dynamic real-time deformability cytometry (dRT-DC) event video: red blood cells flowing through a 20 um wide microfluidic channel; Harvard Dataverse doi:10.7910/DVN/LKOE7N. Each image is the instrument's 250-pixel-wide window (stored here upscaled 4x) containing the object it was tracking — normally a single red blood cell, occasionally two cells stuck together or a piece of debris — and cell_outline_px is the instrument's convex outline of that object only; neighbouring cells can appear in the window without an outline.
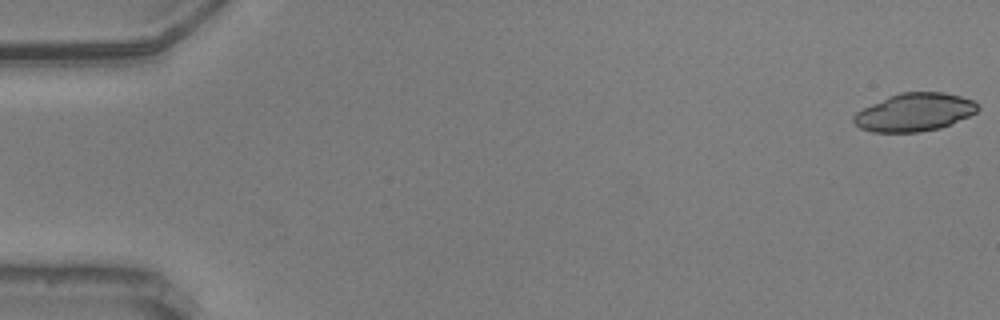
{"species": "common noctule bat (a hibernating species)", "species_latin": "Nyctalus noctula", "temperature_condition": "warm", "stored_images_in_passage": 18, "camera_frame_rate_fps": 3000, "um_per_image_px": 0.085, "animal": {"sex": "male", "body_mass_g": 20.5, "forearm_length_mm": 52.5}, "frame": {"image": 1, "passage_image": 1, "time_ms": 0.0, "image_size_px": [1000, 320], "cell_outline_px": [[980, 108], [976, 112], [968, 116], [940, 128], [920, 132], [872, 132], [860, 128], [852, 120], [852, 116], [856, 112], [888, 96], [900, 92], [944, 92], [960, 96], [972, 100]], "centroid_in_image_um": [77.7, 9.54], "position_along_channel_um": 7.3, "area_um2": 27.34}}
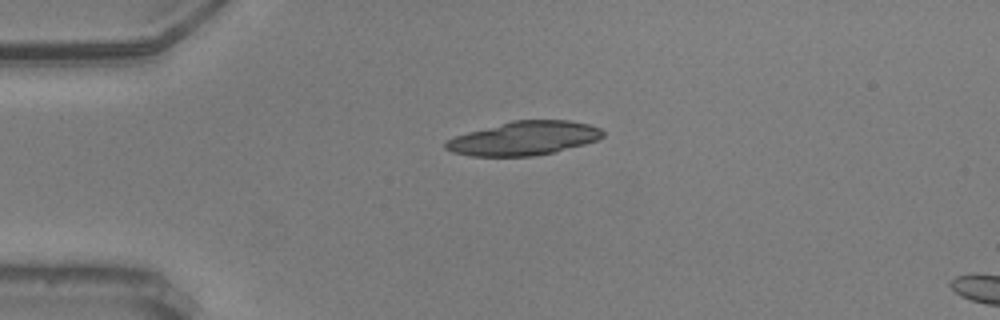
{"frame": {"image": 2, "passage_image": 14, "time_ms": 4.333, "image_size_px": [1000, 320], "cell_outline_px": [[604, 136], [596, 140], [584, 144], [556, 152], [532, 156], [472, 156], [452, 152], [444, 148], [444, 144], [448, 140], [456, 136], [468, 132], [512, 120], [568, 120], [588, 124], [600, 128], [604, 132]], "centroid_in_image_um": [44.55, 11.76], "position_along_channel_um": 40.5, "area_um2": 30.87}}